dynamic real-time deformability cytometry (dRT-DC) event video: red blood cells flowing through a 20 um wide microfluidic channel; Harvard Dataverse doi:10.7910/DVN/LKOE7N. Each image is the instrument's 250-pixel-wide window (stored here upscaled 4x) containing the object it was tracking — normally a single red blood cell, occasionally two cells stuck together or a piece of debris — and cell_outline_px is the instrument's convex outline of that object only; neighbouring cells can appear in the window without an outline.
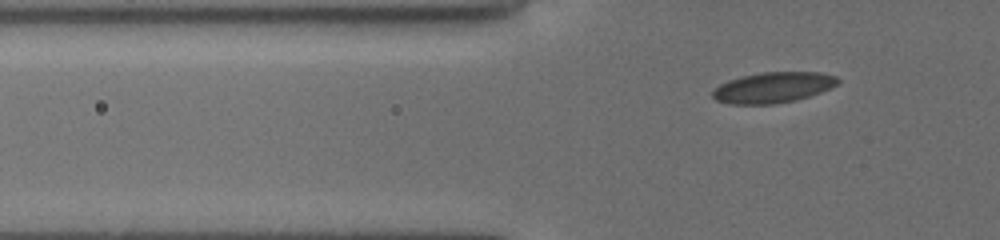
{"species": "common noctule bat (a hibernating species)", "species_latin": "Nyctalus noctula", "temperature_condition": "cold", "stored_images_in_passage": 35, "camera_frame_rate_fps": 3000, "um_per_image_px": 0.085, "animal": {"sex": "female", "body_mass_g": 19.5, "forearm_length_mm": 54.1}, "frame": {"image": 1, "passage_image": 5, "time_ms": 1.333, "image_size_px": [1000, 240], "cell_outline_px": [[840, 80], [836, 84], [820, 92], [796, 100], [772, 104], [728, 104], [716, 100], [712, 96], [712, 92], [720, 84], [728, 80], [740, 76], [760, 72], [820, 72], [836, 76]], "centroid_in_image_um": [65.68, 7.43], "position_along_channel_um": 60.1, "area_um2": 22.31}}
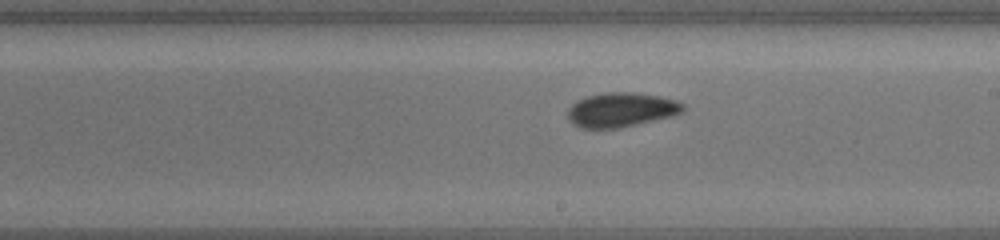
{"frame": {"image": 2, "passage_image": 20, "time_ms": 6.333, "image_size_px": [1000, 240], "cell_outline_px": [[684, 108], [680, 112], [672, 116], [616, 128], [580, 128], [568, 116], [568, 108], [576, 100], [588, 96], [608, 92], [632, 92], [660, 96], [676, 100], [684, 104]], "centroid_in_image_um": [52.8, 9.31], "position_along_channel_um": 236.2, "area_um2": 22.72}}
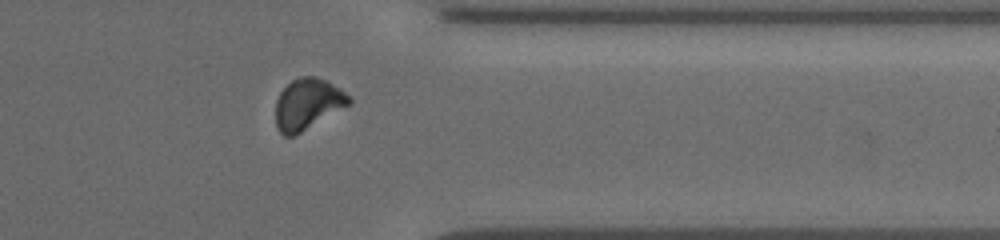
{"frame": {"image": 3, "passage_image": 32, "time_ms": 10.333, "image_size_px": [1000, 240], "cell_outline_px": [[352, 100], [348, 104], [300, 132], [292, 136], [284, 136], [280, 132], [276, 124], [276, 100], [280, 92], [292, 80], [300, 76], [316, 76], [328, 80], [352, 96]], "centroid_in_image_um": [26.15, 8.79], "position_along_channel_um": 385.3, "area_um2": 21.5}, "authors_computed_cell_mechanics": {"area_um2": 22.0218, "velocity_mm_per_s": 3.8051, "shape_relaxation_time_tau1_ms": 3.5158, "shape_relaxation_time_tau2_ms": 2.6448, "deformation_change_tau1": 0.1039, "deformation_change_tau2": 0.0531}}